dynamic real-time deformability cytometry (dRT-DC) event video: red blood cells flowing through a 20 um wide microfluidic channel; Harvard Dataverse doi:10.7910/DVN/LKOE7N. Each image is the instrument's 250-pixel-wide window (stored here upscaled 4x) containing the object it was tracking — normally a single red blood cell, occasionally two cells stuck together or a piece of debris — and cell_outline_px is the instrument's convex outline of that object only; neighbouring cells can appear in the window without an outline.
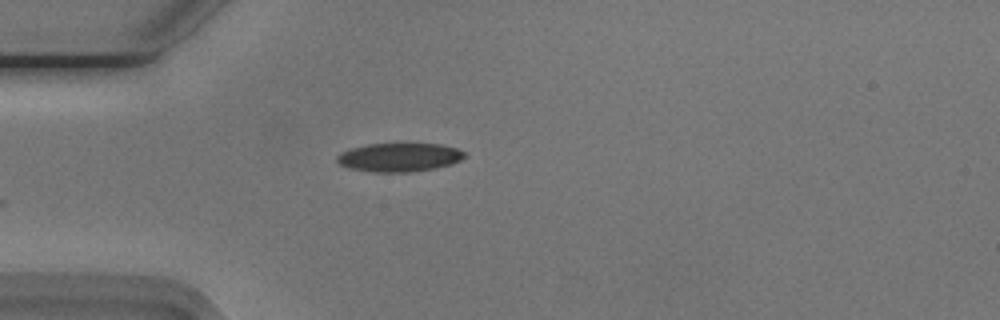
{"species": "Egyptian fruit bat (a non-hibernating species)", "species_latin": "Rousettus aegyptiacus", "temperature_condition": "cold", "stored_images_in_passage": 6, "camera_frame_rate_fps": 3000, "um_per_image_px": 0.085, "animal": {"sex": "male"}, "frame": {"image": 1, "passage_image": 1, "time_ms": 0.0, "image_size_px": [1000, 320], "cell_outline_px": [[468, 156], [452, 164], [436, 168], [408, 172], [372, 172], [348, 168], [340, 164], [336, 160], [336, 156], [340, 152], [352, 148], [368, 144], [400, 140], [440, 144], [456, 148], [464, 152]], "centroid_in_image_um": [33.95, 13.32], "position_along_channel_um": 51.0, "area_um2": 22.37}}